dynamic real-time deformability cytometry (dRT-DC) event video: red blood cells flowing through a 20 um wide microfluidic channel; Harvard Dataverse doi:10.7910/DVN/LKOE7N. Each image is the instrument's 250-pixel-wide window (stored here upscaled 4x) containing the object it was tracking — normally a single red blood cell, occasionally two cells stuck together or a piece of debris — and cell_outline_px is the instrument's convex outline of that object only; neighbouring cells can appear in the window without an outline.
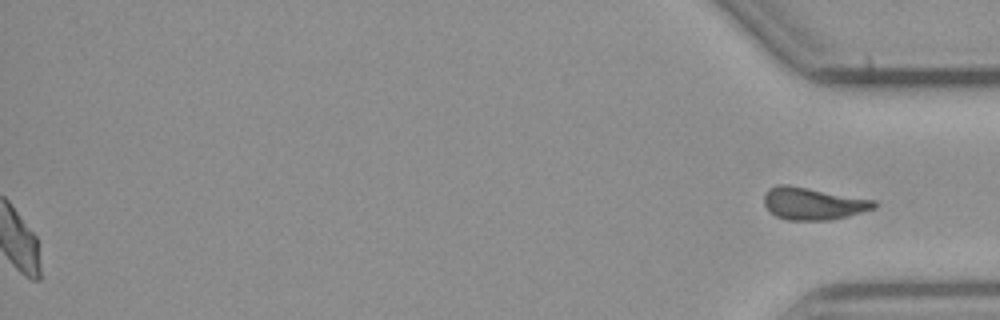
{"species": "common noctule bat (a hibernating species)", "species_latin": "Nyctalus noctula", "temperature_condition": "cold", "stored_images_in_passage": 55, "segment_of_instrument_passage": [2, 2], "camera_frame_rate_fps": 3000, "um_per_image_px": 0.085, "animal": {"sex": "male", "body_mass_g": 23.1, "forearm_length_mm": 52.7}, "frame": {"image": 1, "passage_image": 55, "time_ms": 18.0, "image_size_px": [1000, 320], "cell_outline_px": [[876, 208], [848, 216], [828, 220], [788, 220], [776, 216], [768, 212], [764, 204], [764, 196], [768, 188], [780, 184], [788, 184], [876, 200]], "centroid_in_image_um": [69.09, 17.3], "position_along_channel_um": 366.1, "area_um2": 20.87}}